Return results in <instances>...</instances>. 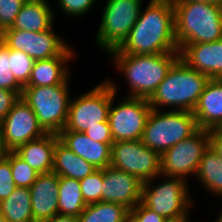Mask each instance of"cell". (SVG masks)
Returning a JSON list of instances; mask_svg holds the SVG:
<instances>
[{
  "label": "cell",
  "mask_w": 222,
  "mask_h": 222,
  "mask_svg": "<svg viewBox=\"0 0 222 222\" xmlns=\"http://www.w3.org/2000/svg\"><path fill=\"white\" fill-rule=\"evenodd\" d=\"M4 151H15L29 141L43 137L47 132L38 123L31 107L20 98L1 123Z\"/></svg>",
  "instance_id": "obj_14"
},
{
  "label": "cell",
  "mask_w": 222,
  "mask_h": 222,
  "mask_svg": "<svg viewBox=\"0 0 222 222\" xmlns=\"http://www.w3.org/2000/svg\"><path fill=\"white\" fill-rule=\"evenodd\" d=\"M96 0H58L59 6L69 16H82L89 12Z\"/></svg>",
  "instance_id": "obj_34"
},
{
  "label": "cell",
  "mask_w": 222,
  "mask_h": 222,
  "mask_svg": "<svg viewBox=\"0 0 222 222\" xmlns=\"http://www.w3.org/2000/svg\"><path fill=\"white\" fill-rule=\"evenodd\" d=\"M96 170L91 163H88L65 146L59 138L56 140L52 172L58 176L80 180Z\"/></svg>",
  "instance_id": "obj_23"
},
{
  "label": "cell",
  "mask_w": 222,
  "mask_h": 222,
  "mask_svg": "<svg viewBox=\"0 0 222 222\" xmlns=\"http://www.w3.org/2000/svg\"><path fill=\"white\" fill-rule=\"evenodd\" d=\"M195 177L213 195L222 197V158L210 146L203 153Z\"/></svg>",
  "instance_id": "obj_26"
},
{
  "label": "cell",
  "mask_w": 222,
  "mask_h": 222,
  "mask_svg": "<svg viewBox=\"0 0 222 222\" xmlns=\"http://www.w3.org/2000/svg\"><path fill=\"white\" fill-rule=\"evenodd\" d=\"M5 153L3 146H0V158L3 156Z\"/></svg>",
  "instance_id": "obj_44"
},
{
  "label": "cell",
  "mask_w": 222,
  "mask_h": 222,
  "mask_svg": "<svg viewBox=\"0 0 222 222\" xmlns=\"http://www.w3.org/2000/svg\"><path fill=\"white\" fill-rule=\"evenodd\" d=\"M209 146L222 158V128L209 130Z\"/></svg>",
  "instance_id": "obj_38"
},
{
  "label": "cell",
  "mask_w": 222,
  "mask_h": 222,
  "mask_svg": "<svg viewBox=\"0 0 222 222\" xmlns=\"http://www.w3.org/2000/svg\"><path fill=\"white\" fill-rule=\"evenodd\" d=\"M0 222H8L3 215L0 213Z\"/></svg>",
  "instance_id": "obj_45"
},
{
  "label": "cell",
  "mask_w": 222,
  "mask_h": 222,
  "mask_svg": "<svg viewBox=\"0 0 222 222\" xmlns=\"http://www.w3.org/2000/svg\"><path fill=\"white\" fill-rule=\"evenodd\" d=\"M125 222H138L131 214H129L126 218Z\"/></svg>",
  "instance_id": "obj_42"
},
{
  "label": "cell",
  "mask_w": 222,
  "mask_h": 222,
  "mask_svg": "<svg viewBox=\"0 0 222 222\" xmlns=\"http://www.w3.org/2000/svg\"><path fill=\"white\" fill-rule=\"evenodd\" d=\"M58 187L59 176L56 173L38 174L29 188L34 222H41L59 214Z\"/></svg>",
  "instance_id": "obj_17"
},
{
  "label": "cell",
  "mask_w": 222,
  "mask_h": 222,
  "mask_svg": "<svg viewBox=\"0 0 222 222\" xmlns=\"http://www.w3.org/2000/svg\"><path fill=\"white\" fill-rule=\"evenodd\" d=\"M10 49L0 39V89L12 90L22 96L23 86L10 69Z\"/></svg>",
  "instance_id": "obj_30"
},
{
  "label": "cell",
  "mask_w": 222,
  "mask_h": 222,
  "mask_svg": "<svg viewBox=\"0 0 222 222\" xmlns=\"http://www.w3.org/2000/svg\"><path fill=\"white\" fill-rule=\"evenodd\" d=\"M111 103L112 85L105 80L70 100L67 122L62 131L84 133L91 127L101 126V122L108 121Z\"/></svg>",
  "instance_id": "obj_8"
},
{
  "label": "cell",
  "mask_w": 222,
  "mask_h": 222,
  "mask_svg": "<svg viewBox=\"0 0 222 222\" xmlns=\"http://www.w3.org/2000/svg\"><path fill=\"white\" fill-rule=\"evenodd\" d=\"M173 6L178 47L222 39V5L173 0Z\"/></svg>",
  "instance_id": "obj_3"
},
{
  "label": "cell",
  "mask_w": 222,
  "mask_h": 222,
  "mask_svg": "<svg viewBox=\"0 0 222 222\" xmlns=\"http://www.w3.org/2000/svg\"><path fill=\"white\" fill-rule=\"evenodd\" d=\"M192 112L199 129L222 128V78L208 81Z\"/></svg>",
  "instance_id": "obj_19"
},
{
  "label": "cell",
  "mask_w": 222,
  "mask_h": 222,
  "mask_svg": "<svg viewBox=\"0 0 222 222\" xmlns=\"http://www.w3.org/2000/svg\"><path fill=\"white\" fill-rule=\"evenodd\" d=\"M216 222H222V212L220 213L219 217H217Z\"/></svg>",
  "instance_id": "obj_46"
},
{
  "label": "cell",
  "mask_w": 222,
  "mask_h": 222,
  "mask_svg": "<svg viewBox=\"0 0 222 222\" xmlns=\"http://www.w3.org/2000/svg\"><path fill=\"white\" fill-rule=\"evenodd\" d=\"M20 98L21 95L18 92L0 89V123L3 122L7 114Z\"/></svg>",
  "instance_id": "obj_36"
},
{
  "label": "cell",
  "mask_w": 222,
  "mask_h": 222,
  "mask_svg": "<svg viewBox=\"0 0 222 222\" xmlns=\"http://www.w3.org/2000/svg\"><path fill=\"white\" fill-rule=\"evenodd\" d=\"M130 210L118 203L100 201L87 204L78 222H125Z\"/></svg>",
  "instance_id": "obj_27"
},
{
  "label": "cell",
  "mask_w": 222,
  "mask_h": 222,
  "mask_svg": "<svg viewBox=\"0 0 222 222\" xmlns=\"http://www.w3.org/2000/svg\"><path fill=\"white\" fill-rule=\"evenodd\" d=\"M81 193L86 204L101 201L103 169H97L91 175L80 179Z\"/></svg>",
  "instance_id": "obj_31"
},
{
  "label": "cell",
  "mask_w": 222,
  "mask_h": 222,
  "mask_svg": "<svg viewBox=\"0 0 222 222\" xmlns=\"http://www.w3.org/2000/svg\"><path fill=\"white\" fill-rule=\"evenodd\" d=\"M47 2L46 0H27L12 26L7 29L37 33L52 28L55 14Z\"/></svg>",
  "instance_id": "obj_21"
},
{
  "label": "cell",
  "mask_w": 222,
  "mask_h": 222,
  "mask_svg": "<svg viewBox=\"0 0 222 222\" xmlns=\"http://www.w3.org/2000/svg\"><path fill=\"white\" fill-rule=\"evenodd\" d=\"M160 177L167 179L156 186H152L153 179L143 183L141 203L170 222H174L191 210L193 201L189 197L188 184L182 178L161 174Z\"/></svg>",
  "instance_id": "obj_7"
},
{
  "label": "cell",
  "mask_w": 222,
  "mask_h": 222,
  "mask_svg": "<svg viewBox=\"0 0 222 222\" xmlns=\"http://www.w3.org/2000/svg\"><path fill=\"white\" fill-rule=\"evenodd\" d=\"M0 146H3V144H2V130H1V123H0Z\"/></svg>",
  "instance_id": "obj_43"
},
{
  "label": "cell",
  "mask_w": 222,
  "mask_h": 222,
  "mask_svg": "<svg viewBox=\"0 0 222 222\" xmlns=\"http://www.w3.org/2000/svg\"><path fill=\"white\" fill-rule=\"evenodd\" d=\"M53 29L37 33L5 29L0 39L9 49L22 51L35 61L59 55H74L71 47Z\"/></svg>",
  "instance_id": "obj_13"
},
{
  "label": "cell",
  "mask_w": 222,
  "mask_h": 222,
  "mask_svg": "<svg viewBox=\"0 0 222 222\" xmlns=\"http://www.w3.org/2000/svg\"><path fill=\"white\" fill-rule=\"evenodd\" d=\"M41 222H78V217L57 214Z\"/></svg>",
  "instance_id": "obj_39"
},
{
  "label": "cell",
  "mask_w": 222,
  "mask_h": 222,
  "mask_svg": "<svg viewBox=\"0 0 222 222\" xmlns=\"http://www.w3.org/2000/svg\"><path fill=\"white\" fill-rule=\"evenodd\" d=\"M108 81L112 85V103L109 108L108 121L113 141L141 140L152 109L148 99L126 96L114 106L117 86L114 81L110 79Z\"/></svg>",
  "instance_id": "obj_10"
},
{
  "label": "cell",
  "mask_w": 222,
  "mask_h": 222,
  "mask_svg": "<svg viewBox=\"0 0 222 222\" xmlns=\"http://www.w3.org/2000/svg\"><path fill=\"white\" fill-rule=\"evenodd\" d=\"M57 133H47L43 137L19 146L14 152L38 174L52 172L54 148Z\"/></svg>",
  "instance_id": "obj_20"
},
{
  "label": "cell",
  "mask_w": 222,
  "mask_h": 222,
  "mask_svg": "<svg viewBox=\"0 0 222 222\" xmlns=\"http://www.w3.org/2000/svg\"><path fill=\"white\" fill-rule=\"evenodd\" d=\"M129 84V97L149 99L180 58L179 52L134 55L109 52Z\"/></svg>",
  "instance_id": "obj_2"
},
{
  "label": "cell",
  "mask_w": 222,
  "mask_h": 222,
  "mask_svg": "<svg viewBox=\"0 0 222 222\" xmlns=\"http://www.w3.org/2000/svg\"><path fill=\"white\" fill-rule=\"evenodd\" d=\"M73 55H59L48 59L37 60L33 64L31 75L25 86H54L69 84L67 63Z\"/></svg>",
  "instance_id": "obj_22"
},
{
  "label": "cell",
  "mask_w": 222,
  "mask_h": 222,
  "mask_svg": "<svg viewBox=\"0 0 222 222\" xmlns=\"http://www.w3.org/2000/svg\"><path fill=\"white\" fill-rule=\"evenodd\" d=\"M90 139L100 143H114L109 121L101 122V126H94L84 132Z\"/></svg>",
  "instance_id": "obj_37"
},
{
  "label": "cell",
  "mask_w": 222,
  "mask_h": 222,
  "mask_svg": "<svg viewBox=\"0 0 222 222\" xmlns=\"http://www.w3.org/2000/svg\"><path fill=\"white\" fill-rule=\"evenodd\" d=\"M162 111L151 109L141 139L145 146L160 155L199 130L193 112Z\"/></svg>",
  "instance_id": "obj_5"
},
{
  "label": "cell",
  "mask_w": 222,
  "mask_h": 222,
  "mask_svg": "<svg viewBox=\"0 0 222 222\" xmlns=\"http://www.w3.org/2000/svg\"><path fill=\"white\" fill-rule=\"evenodd\" d=\"M209 80L206 74L190 68L179 58L148 99L149 105L157 110L172 106L174 111L192 112Z\"/></svg>",
  "instance_id": "obj_4"
},
{
  "label": "cell",
  "mask_w": 222,
  "mask_h": 222,
  "mask_svg": "<svg viewBox=\"0 0 222 222\" xmlns=\"http://www.w3.org/2000/svg\"><path fill=\"white\" fill-rule=\"evenodd\" d=\"M110 167L132 174L144 183L160 177L161 155L142 140L118 141L111 146Z\"/></svg>",
  "instance_id": "obj_11"
},
{
  "label": "cell",
  "mask_w": 222,
  "mask_h": 222,
  "mask_svg": "<svg viewBox=\"0 0 222 222\" xmlns=\"http://www.w3.org/2000/svg\"><path fill=\"white\" fill-rule=\"evenodd\" d=\"M0 213L8 222H34L30 189L16 187L6 199L0 201Z\"/></svg>",
  "instance_id": "obj_24"
},
{
  "label": "cell",
  "mask_w": 222,
  "mask_h": 222,
  "mask_svg": "<svg viewBox=\"0 0 222 222\" xmlns=\"http://www.w3.org/2000/svg\"><path fill=\"white\" fill-rule=\"evenodd\" d=\"M16 188L10 165V151L0 158V201L6 199Z\"/></svg>",
  "instance_id": "obj_32"
},
{
  "label": "cell",
  "mask_w": 222,
  "mask_h": 222,
  "mask_svg": "<svg viewBox=\"0 0 222 222\" xmlns=\"http://www.w3.org/2000/svg\"><path fill=\"white\" fill-rule=\"evenodd\" d=\"M87 204L83 200L80 181L59 176L58 211L60 215L78 217Z\"/></svg>",
  "instance_id": "obj_25"
},
{
  "label": "cell",
  "mask_w": 222,
  "mask_h": 222,
  "mask_svg": "<svg viewBox=\"0 0 222 222\" xmlns=\"http://www.w3.org/2000/svg\"><path fill=\"white\" fill-rule=\"evenodd\" d=\"M191 1L206 2V3L222 5V0H191Z\"/></svg>",
  "instance_id": "obj_40"
},
{
  "label": "cell",
  "mask_w": 222,
  "mask_h": 222,
  "mask_svg": "<svg viewBox=\"0 0 222 222\" xmlns=\"http://www.w3.org/2000/svg\"><path fill=\"white\" fill-rule=\"evenodd\" d=\"M130 214L138 222H170L162 215L145 207L141 202H139L134 208L130 210Z\"/></svg>",
  "instance_id": "obj_35"
},
{
  "label": "cell",
  "mask_w": 222,
  "mask_h": 222,
  "mask_svg": "<svg viewBox=\"0 0 222 222\" xmlns=\"http://www.w3.org/2000/svg\"><path fill=\"white\" fill-rule=\"evenodd\" d=\"M69 84L54 86H24L21 98L31 107L38 123L47 133H59L65 128L69 103Z\"/></svg>",
  "instance_id": "obj_6"
},
{
  "label": "cell",
  "mask_w": 222,
  "mask_h": 222,
  "mask_svg": "<svg viewBox=\"0 0 222 222\" xmlns=\"http://www.w3.org/2000/svg\"><path fill=\"white\" fill-rule=\"evenodd\" d=\"M180 59L190 68L206 74L210 79L222 78V39L213 42L183 44Z\"/></svg>",
  "instance_id": "obj_16"
},
{
  "label": "cell",
  "mask_w": 222,
  "mask_h": 222,
  "mask_svg": "<svg viewBox=\"0 0 222 222\" xmlns=\"http://www.w3.org/2000/svg\"><path fill=\"white\" fill-rule=\"evenodd\" d=\"M189 217H190V216L187 214V215H185V216L177 219V220L174 221V222H189V221H190V219H188ZM188 220H189V221H188ZM215 222H216V221H215Z\"/></svg>",
  "instance_id": "obj_41"
},
{
  "label": "cell",
  "mask_w": 222,
  "mask_h": 222,
  "mask_svg": "<svg viewBox=\"0 0 222 222\" xmlns=\"http://www.w3.org/2000/svg\"><path fill=\"white\" fill-rule=\"evenodd\" d=\"M10 165L16 187L30 188L36 181L38 173L14 151H10Z\"/></svg>",
  "instance_id": "obj_28"
},
{
  "label": "cell",
  "mask_w": 222,
  "mask_h": 222,
  "mask_svg": "<svg viewBox=\"0 0 222 222\" xmlns=\"http://www.w3.org/2000/svg\"><path fill=\"white\" fill-rule=\"evenodd\" d=\"M142 0H107L101 16L96 44L108 53L117 49L137 22Z\"/></svg>",
  "instance_id": "obj_9"
},
{
  "label": "cell",
  "mask_w": 222,
  "mask_h": 222,
  "mask_svg": "<svg viewBox=\"0 0 222 222\" xmlns=\"http://www.w3.org/2000/svg\"><path fill=\"white\" fill-rule=\"evenodd\" d=\"M58 138L76 155L91 163L96 169L110 166L113 143L95 142L85 133L76 131H60Z\"/></svg>",
  "instance_id": "obj_18"
},
{
  "label": "cell",
  "mask_w": 222,
  "mask_h": 222,
  "mask_svg": "<svg viewBox=\"0 0 222 222\" xmlns=\"http://www.w3.org/2000/svg\"><path fill=\"white\" fill-rule=\"evenodd\" d=\"M142 185L136 176L106 167L103 169L101 201L118 203L131 210L141 202Z\"/></svg>",
  "instance_id": "obj_15"
},
{
  "label": "cell",
  "mask_w": 222,
  "mask_h": 222,
  "mask_svg": "<svg viewBox=\"0 0 222 222\" xmlns=\"http://www.w3.org/2000/svg\"><path fill=\"white\" fill-rule=\"evenodd\" d=\"M10 69L16 80L24 87L30 78L35 60L19 50L10 49Z\"/></svg>",
  "instance_id": "obj_29"
},
{
  "label": "cell",
  "mask_w": 222,
  "mask_h": 222,
  "mask_svg": "<svg viewBox=\"0 0 222 222\" xmlns=\"http://www.w3.org/2000/svg\"><path fill=\"white\" fill-rule=\"evenodd\" d=\"M27 0H0V32L10 28Z\"/></svg>",
  "instance_id": "obj_33"
},
{
  "label": "cell",
  "mask_w": 222,
  "mask_h": 222,
  "mask_svg": "<svg viewBox=\"0 0 222 222\" xmlns=\"http://www.w3.org/2000/svg\"><path fill=\"white\" fill-rule=\"evenodd\" d=\"M209 147V130L199 129L191 137L161 155V175L187 179L196 175L204 151Z\"/></svg>",
  "instance_id": "obj_12"
},
{
  "label": "cell",
  "mask_w": 222,
  "mask_h": 222,
  "mask_svg": "<svg viewBox=\"0 0 222 222\" xmlns=\"http://www.w3.org/2000/svg\"><path fill=\"white\" fill-rule=\"evenodd\" d=\"M148 3L144 10L141 9L126 39L110 52L134 55L179 52L173 0H150Z\"/></svg>",
  "instance_id": "obj_1"
}]
</instances>
